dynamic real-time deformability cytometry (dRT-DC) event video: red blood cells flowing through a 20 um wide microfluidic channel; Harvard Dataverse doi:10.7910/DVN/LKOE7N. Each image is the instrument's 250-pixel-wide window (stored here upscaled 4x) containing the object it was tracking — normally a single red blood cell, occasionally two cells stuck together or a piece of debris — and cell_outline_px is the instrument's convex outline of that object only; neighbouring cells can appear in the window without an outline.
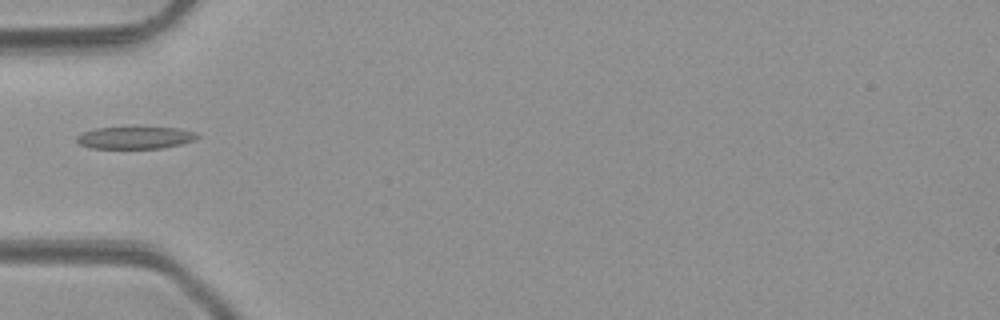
{"species": "common noctule bat (a hibernating species)", "species_latin": "Nyctalus noctula", "temperature_condition": "room temperature", "stored_images_in_passage": 5, "camera_frame_rate_fps": 3000, "um_per_image_px": 0.085, "animal": {"sex": "male", "body_mass_g": 23.1, "forearm_length_mm": 52.7}, "frame": {"image": 1, "passage_image": 5, "time_ms": 4.667, "image_size_px": [1000, 320], "cell_outline_px": [[200, 136], [196, 140], [180, 144], [160, 148], [92, 148], [80, 144], [76, 140], [76, 136], [84, 132], [96, 128], [132, 124], [136, 124], [180, 128], [196, 132]], "centroid_in_image_um": [11.53, 11.63], "position_along_channel_um": 73.5, "area_um2": 16.65}}